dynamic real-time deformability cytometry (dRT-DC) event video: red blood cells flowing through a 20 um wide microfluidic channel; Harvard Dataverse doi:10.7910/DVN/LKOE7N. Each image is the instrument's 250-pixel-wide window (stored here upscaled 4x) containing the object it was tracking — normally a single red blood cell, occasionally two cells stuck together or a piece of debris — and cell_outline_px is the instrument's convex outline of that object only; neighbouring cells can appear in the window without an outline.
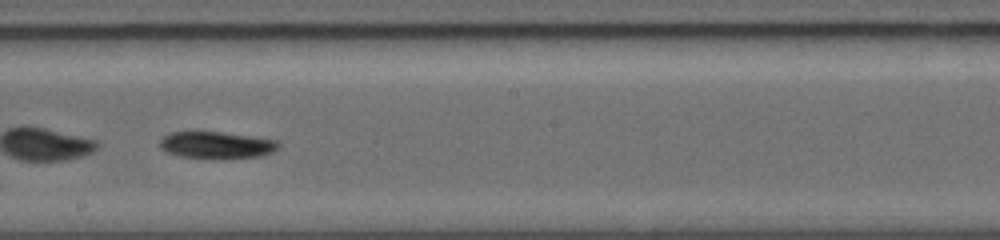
{"species": "common noctule bat (a hibernating species)", "species_latin": "Nyctalus noctula", "temperature_condition": "warm", "stored_images_in_passage": 29, "camera_frame_rate_fps": 5000, "um_per_image_px": 0.085, "animal": {"sex": "female", "body_mass_g": 19.0, "forearm_length_mm": 56.7}, "frame": {"image": 1, "passage_image": 13, "time_ms": 4.0, "image_size_px": [1000, 240], "cell_outline_px": [[280, 148], [272, 152], [260, 156], [216, 160], [180, 156], [164, 152], [160, 148], [160, 140], [164, 136], [172, 132], [220, 132], [252, 136], [280, 140]], "centroid_in_image_um": [18.44, 12.35], "position_along_channel_um": 229.8, "area_um2": 19.07}}
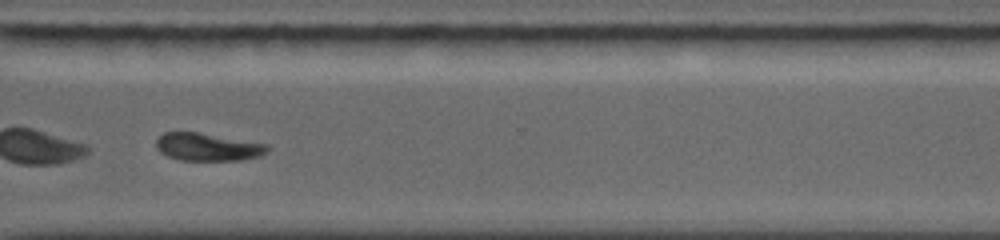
{"frame": {"image": 2, "passage_image": 21, "time_ms": 6.8, "image_size_px": [1000, 240], "cell_outline_px": [[272, 148], [268, 152], [260, 156], [240, 160], [180, 160], [168, 156], [160, 152], [156, 148], [156, 140], [164, 132], [200, 132], [268, 144]], "centroid_in_image_um": [17.69, 12.49], "position_along_channel_um": 352.9, "area_um2": 18.15}}